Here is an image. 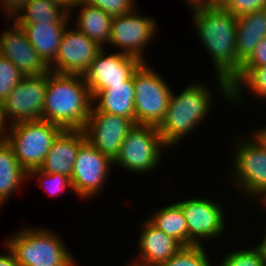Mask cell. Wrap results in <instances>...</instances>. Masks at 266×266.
I'll return each instance as SVG.
<instances>
[{"mask_svg":"<svg viewBox=\"0 0 266 266\" xmlns=\"http://www.w3.org/2000/svg\"><path fill=\"white\" fill-rule=\"evenodd\" d=\"M193 21L201 43L211 55L217 83L223 97L231 99L229 82L239 73L242 63L236 53L237 17L220 4L193 9Z\"/></svg>","mask_w":266,"mask_h":266,"instance_id":"1","label":"cell"},{"mask_svg":"<svg viewBox=\"0 0 266 266\" xmlns=\"http://www.w3.org/2000/svg\"><path fill=\"white\" fill-rule=\"evenodd\" d=\"M83 75L48 73L43 120L64 130H83L93 106Z\"/></svg>","mask_w":266,"mask_h":266,"instance_id":"2","label":"cell"},{"mask_svg":"<svg viewBox=\"0 0 266 266\" xmlns=\"http://www.w3.org/2000/svg\"><path fill=\"white\" fill-rule=\"evenodd\" d=\"M211 95L205 86L190 84L179 95L173 92L164 120L158 126L164 144L169 148L197 127L208 115Z\"/></svg>","mask_w":266,"mask_h":266,"instance_id":"3","label":"cell"},{"mask_svg":"<svg viewBox=\"0 0 266 266\" xmlns=\"http://www.w3.org/2000/svg\"><path fill=\"white\" fill-rule=\"evenodd\" d=\"M5 243L19 266H75L72 254L59 236L47 229L24 228Z\"/></svg>","mask_w":266,"mask_h":266,"instance_id":"4","label":"cell"},{"mask_svg":"<svg viewBox=\"0 0 266 266\" xmlns=\"http://www.w3.org/2000/svg\"><path fill=\"white\" fill-rule=\"evenodd\" d=\"M7 144L19 164L29 173L39 169L57 136L64 130L45 120L9 124Z\"/></svg>","mask_w":266,"mask_h":266,"instance_id":"5","label":"cell"},{"mask_svg":"<svg viewBox=\"0 0 266 266\" xmlns=\"http://www.w3.org/2000/svg\"><path fill=\"white\" fill-rule=\"evenodd\" d=\"M133 81L135 123L158 127L166 115L172 90L146 62L134 72Z\"/></svg>","mask_w":266,"mask_h":266,"instance_id":"6","label":"cell"},{"mask_svg":"<svg viewBox=\"0 0 266 266\" xmlns=\"http://www.w3.org/2000/svg\"><path fill=\"white\" fill-rule=\"evenodd\" d=\"M165 148L157 126L135 124L125 136L113 164L131 172L147 173L156 168L161 159L160 149Z\"/></svg>","mask_w":266,"mask_h":266,"instance_id":"7","label":"cell"},{"mask_svg":"<svg viewBox=\"0 0 266 266\" xmlns=\"http://www.w3.org/2000/svg\"><path fill=\"white\" fill-rule=\"evenodd\" d=\"M251 139V140H250ZM241 142L233 157L234 182L244 195L266 198V150L253 137ZM260 195V196H259Z\"/></svg>","mask_w":266,"mask_h":266,"instance_id":"8","label":"cell"},{"mask_svg":"<svg viewBox=\"0 0 266 266\" xmlns=\"http://www.w3.org/2000/svg\"><path fill=\"white\" fill-rule=\"evenodd\" d=\"M48 73L39 76H25L6 100L3 108L6 118L9 116L11 125L43 120V105L46 94Z\"/></svg>","mask_w":266,"mask_h":266,"instance_id":"9","label":"cell"},{"mask_svg":"<svg viewBox=\"0 0 266 266\" xmlns=\"http://www.w3.org/2000/svg\"><path fill=\"white\" fill-rule=\"evenodd\" d=\"M135 124L126 117L99 112L92 106L83 131L92 146L114 161L125 136Z\"/></svg>","mask_w":266,"mask_h":266,"instance_id":"10","label":"cell"},{"mask_svg":"<svg viewBox=\"0 0 266 266\" xmlns=\"http://www.w3.org/2000/svg\"><path fill=\"white\" fill-rule=\"evenodd\" d=\"M135 10L126 15L113 17L109 44L120 47L122 54L136 57L145 63L143 50L153 39L157 24L153 18L141 16Z\"/></svg>","mask_w":266,"mask_h":266,"instance_id":"11","label":"cell"},{"mask_svg":"<svg viewBox=\"0 0 266 266\" xmlns=\"http://www.w3.org/2000/svg\"><path fill=\"white\" fill-rule=\"evenodd\" d=\"M110 165L113 161L86 140L78 149L71 175L76 195L85 199L96 195L109 177Z\"/></svg>","mask_w":266,"mask_h":266,"instance_id":"12","label":"cell"},{"mask_svg":"<svg viewBox=\"0 0 266 266\" xmlns=\"http://www.w3.org/2000/svg\"><path fill=\"white\" fill-rule=\"evenodd\" d=\"M104 49L98 52L88 70L83 74L92 97L98 91L109 88L111 85L123 84L143 63L138 58L121 52L106 55Z\"/></svg>","mask_w":266,"mask_h":266,"instance_id":"13","label":"cell"},{"mask_svg":"<svg viewBox=\"0 0 266 266\" xmlns=\"http://www.w3.org/2000/svg\"><path fill=\"white\" fill-rule=\"evenodd\" d=\"M102 49L77 28L63 33L55 61L49 66L50 71L59 74L83 75L90 63Z\"/></svg>","mask_w":266,"mask_h":266,"instance_id":"14","label":"cell"},{"mask_svg":"<svg viewBox=\"0 0 266 266\" xmlns=\"http://www.w3.org/2000/svg\"><path fill=\"white\" fill-rule=\"evenodd\" d=\"M177 204L187 223L189 246L201 245L200 239L219 237L224 232V212L217 202L196 197Z\"/></svg>","mask_w":266,"mask_h":266,"instance_id":"15","label":"cell"},{"mask_svg":"<svg viewBox=\"0 0 266 266\" xmlns=\"http://www.w3.org/2000/svg\"><path fill=\"white\" fill-rule=\"evenodd\" d=\"M12 26L0 36V55L10 60L25 76L49 73V66L29 43L22 27L16 23Z\"/></svg>","mask_w":266,"mask_h":266,"instance_id":"16","label":"cell"},{"mask_svg":"<svg viewBox=\"0 0 266 266\" xmlns=\"http://www.w3.org/2000/svg\"><path fill=\"white\" fill-rule=\"evenodd\" d=\"M139 238L140 257L132 264L136 266H158L167 262L183 246L173 237L144 221ZM139 262V263H138Z\"/></svg>","mask_w":266,"mask_h":266,"instance_id":"17","label":"cell"},{"mask_svg":"<svg viewBox=\"0 0 266 266\" xmlns=\"http://www.w3.org/2000/svg\"><path fill=\"white\" fill-rule=\"evenodd\" d=\"M85 141L83 130H63L54 140L39 169L71 178L78 149Z\"/></svg>","mask_w":266,"mask_h":266,"instance_id":"18","label":"cell"},{"mask_svg":"<svg viewBox=\"0 0 266 266\" xmlns=\"http://www.w3.org/2000/svg\"><path fill=\"white\" fill-rule=\"evenodd\" d=\"M133 76L123 84L98 91L92 98L93 107L99 112L123 116L135 122ZM98 100V101H97ZM95 105V106H94Z\"/></svg>","mask_w":266,"mask_h":266,"instance_id":"19","label":"cell"},{"mask_svg":"<svg viewBox=\"0 0 266 266\" xmlns=\"http://www.w3.org/2000/svg\"><path fill=\"white\" fill-rule=\"evenodd\" d=\"M266 37V7L237 18L236 53L244 64Z\"/></svg>","mask_w":266,"mask_h":266,"instance_id":"20","label":"cell"},{"mask_svg":"<svg viewBox=\"0 0 266 266\" xmlns=\"http://www.w3.org/2000/svg\"><path fill=\"white\" fill-rule=\"evenodd\" d=\"M25 31L29 43L50 66L56 58L67 23L17 24Z\"/></svg>","mask_w":266,"mask_h":266,"instance_id":"21","label":"cell"},{"mask_svg":"<svg viewBox=\"0 0 266 266\" xmlns=\"http://www.w3.org/2000/svg\"><path fill=\"white\" fill-rule=\"evenodd\" d=\"M81 6L77 20V29L100 47L109 43L113 17L100 8L79 1L75 7Z\"/></svg>","mask_w":266,"mask_h":266,"instance_id":"22","label":"cell"},{"mask_svg":"<svg viewBox=\"0 0 266 266\" xmlns=\"http://www.w3.org/2000/svg\"><path fill=\"white\" fill-rule=\"evenodd\" d=\"M28 177L7 142L0 143V206Z\"/></svg>","mask_w":266,"mask_h":266,"instance_id":"23","label":"cell"},{"mask_svg":"<svg viewBox=\"0 0 266 266\" xmlns=\"http://www.w3.org/2000/svg\"><path fill=\"white\" fill-rule=\"evenodd\" d=\"M69 17L64 9L49 0H30L15 18V23H67Z\"/></svg>","mask_w":266,"mask_h":266,"instance_id":"24","label":"cell"},{"mask_svg":"<svg viewBox=\"0 0 266 266\" xmlns=\"http://www.w3.org/2000/svg\"><path fill=\"white\" fill-rule=\"evenodd\" d=\"M148 220L158 229L177 240L182 246H189L187 223L177 203L159 209Z\"/></svg>","mask_w":266,"mask_h":266,"instance_id":"25","label":"cell"},{"mask_svg":"<svg viewBox=\"0 0 266 266\" xmlns=\"http://www.w3.org/2000/svg\"><path fill=\"white\" fill-rule=\"evenodd\" d=\"M231 88L230 101H242L241 86L246 85L257 96L266 98V65L262 67H241L239 73L229 82ZM241 84V86H240Z\"/></svg>","mask_w":266,"mask_h":266,"instance_id":"26","label":"cell"},{"mask_svg":"<svg viewBox=\"0 0 266 266\" xmlns=\"http://www.w3.org/2000/svg\"><path fill=\"white\" fill-rule=\"evenodd\" d=\"M202 246H183L167 262L158 266H212Z\"/></svg>","mask_w":266,"mask_h":266,"instance_id":"27","label":"cell"},{"mask_svg":"<svg viewBox=\"0 0 266 266\" xmlns=\"http://www.w3.org/2000/svg\"><path fill=\"white\" fill-rule=\"evenodd\" d=\"M25 75L6 57L0 55V102H4Z\"/></svg>","mask_w":266,"mask_h":266,"instance_id":"28","label":"cell"},{"mask_svg":"<svg viewBox=\"0 0 266 266\" xmlns=\"http://www.w3.org/2000/svg\"><path fill=\"white\" fill-rule=\"evenodd\" d=\"M222 260L219 266H266V260L258 246L253 249L232 251Z\"/></svg>","mask_w":266,"mask_h":266,"instance_id":"29","label":"cell"},{"mask_svg":"<svg viewBox=\"0 0 266 266\" xmlns=\"http://www.w3.org/2000/svg\"><path fill=\"white\" fill-rule=\"evenodd\" d=\"M30 176H39V178L42 177L44 180L42 179V182L40 181V183L43 184L46 192H48L50 195H61V193L68 188H71V190L73 191L71 178L66 175L47 173L41 171L40 169H34L28 173V177Z\"/></svg>","mask_w":266,"mask_h":266,"instance_id":"30","label":"cell"},{"mask_svg":"<svg viewBox=\"0 0 266 266\" xmlns=\"http://www.w3.org/2000/svg\"><path fill=\"white\" fill-rule=\"evenodd\" d=\"M82 3L100 8L112 17L129 14L136 8L134 0H80ZM135 6V7H134Z\"/></svg>","mask_w":266,"mask_h":266,"instance_id":"31","label":"cell"},{"mask_svg":"<svg viewBox=\"0 0 266 266\" xmlns=\"http://www.w3.org/2000/svg\"><path fill=\"white\" fill-rule=\"evenodd\" d=\"M237 18L266 7V0H223L220 4Z\"/></svg>","mask_w":266,"mask_h":266,"instance_id":"32","label":"cell"},{"mask_svg":"<svg viewBox=\"0 0 266 266\" xmlns=\"http://www.w3.org/2000/svg\"><path fill=\"white\" fill-rule=\"evenodd\" d=\"M266 65V37L256 46L254 53L242 67H262Z\"/></svg>","mask_w":266,"mask_h":266,"instance_id":"33","label":"cell"},{"mask_svg":"<svg viewBox=\"0 0 266 266\" xmlns=\"http://www.w3.org/2000/svg\"><path fill=\"white\" fill-rule=\"evenodd\" d=\"M2 4V8L4 7V10L7 15L11 18L13 16H17L18 13L20 14L21 10L24 8V6L28 3L30 0H0Z\"/></svg>","mask_w":266,"mask_h":266,"instance_id":"34","label":"cell"},{"mask_svg":"<svg viewBox=\"0 0 266 266\" xmlns=\"http://www.w3.org/2000/svg\"><path fill=\"white\" fill-rule=\"evenodd\" d=\"M7 120L5 111L3 108V102H0V143H4L7 141L9 129L10 127H6L7 124L5 121ZM7 129V130H6Z\"/></svg>","mask_w":266,"mask_h":266,"instance_id":"35","label":"cell"},{"mask_svg":"<svg viewBox=\"0 0 266 266\" xmlns=\"http://www.w3.org/2000/svg\"><path fill=\"white\" fill-rule=\"evenodd\" d=\"M7 254H0V266H19L11 249L7 246Z\"/></svg>","mask_w":266,"mask_h":266,"instance_id":"36","label":"cell"},{"mask_svg":"<svg viewBox=\"0 0 266 266\" xmlns=\"http://www.w3.org/2000/svg\"><path fill=\"white\" fill-rule=\"evenodd\" d=\"M49 1L60 6L68 14H70L72 13V11L70 12V9H72V7L75 8V6L80 0H49Z\"/></svg>","mask_w":266,"mask_h":266,"instance_id":"37","label":"cell"},{"mask_svg":"<svg viewBox=\"0 0 266 266\" xmlns=\"http://www.w3.org/2000/svg\"><path fill=\"white\" fill-rule=\"evenodd\" d=\"M187 2L190 3L192 10L214 5L210 0H187Z\"/></svg>","mask_w":266,"mask_h":266,"instance_id":"38","label":"cell"},{"mask_svg":"<svg viewBox=\"0 0 266 266\" xmlns=\"http://www.w3.org/2000/svg\"><path fill=\"white\" fill-rule=\"evenodd\" d=\"M253 137L262 145V147L266 150V127L264 129L260 128V130L254 133Z\"/></svg>","mask_w":266,"mask_h":266,"instance_id":"39","label":"cell"},{"mask_svg":"<svg viewBox=\"0 0 266 266\" xmlns=\"http://www.w3.org/2000/svg\"><path fill=\"white\" fill-rule=\"evenodd\" d=\"M266 229V228H265ZM259 248H260V250H261V252L263 253V255H264V258H265V260H266V230H265V235H264V237H263V240L260 242V244L259 245H257Z\"/></svg>","mask_w":266,"mask_h":266,"instance_id":"40","label":"cell"},{"mask_svg":"<svg viewBox=\"0 0 266 266\" xmlns=\"http://www.w3.org/2000/svg\"><path fill=\"white\" fill-rule=\"evenodd\" d=\"M214 5L221 4L223 0H210Z\"/></svg>","mask_w":266,"mask_h":266,"instance_id":"41","label":"cell"},{"mask_svg":"<svg viewBox=\"0 0 266 266\" xmlns=\"http://www.w3.org/2000/svg\"><path fill=\"white\" fill-rule=\"evenodd\" d=\"M263 204L266 206V198L263 200Z\"/></svg>","mask_w":266,"mask_h":266,"instance_id":"42","label":"cell"}]
</instances>
